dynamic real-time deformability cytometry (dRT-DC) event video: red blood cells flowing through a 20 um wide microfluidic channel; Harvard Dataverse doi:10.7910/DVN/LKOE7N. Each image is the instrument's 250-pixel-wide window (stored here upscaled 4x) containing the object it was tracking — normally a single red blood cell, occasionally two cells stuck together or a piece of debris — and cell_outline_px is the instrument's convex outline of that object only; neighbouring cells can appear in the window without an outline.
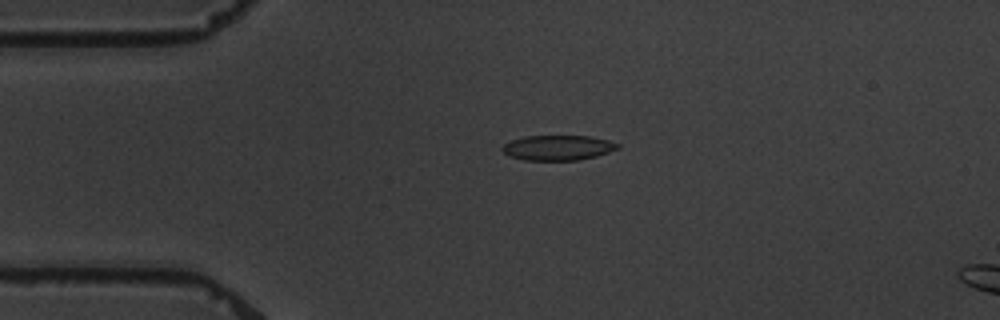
{"species": "common noctule bat (a hibernating species)", "species_latin": "Nyctalus noctula", "temperature_condition": "warm", "stored_images_in_passage": 5, "camera_frame_rate_fps": 3000, "um_per_image_px": 0.085, "animal": {"sex": "male", "body_mass_g": 19.5, "forearm_length_mm": 54.6}, "frame": {"image": 1, "passage_image": 3, "time_ms": 2.333, "image_size_px": [1000, 320], "cell_outline_px": [[620, 148], [596, 156], [580, 160], [524, 160], [508, 156], [500, 148], [504, 144], [512, 140], [524, 136], [588, 136], [608, 140], [620, 144]], "centroid_in_image_um": [47.41, 12.56], "position_along_channel_um": 37.6, "area_um2": 16.88}}